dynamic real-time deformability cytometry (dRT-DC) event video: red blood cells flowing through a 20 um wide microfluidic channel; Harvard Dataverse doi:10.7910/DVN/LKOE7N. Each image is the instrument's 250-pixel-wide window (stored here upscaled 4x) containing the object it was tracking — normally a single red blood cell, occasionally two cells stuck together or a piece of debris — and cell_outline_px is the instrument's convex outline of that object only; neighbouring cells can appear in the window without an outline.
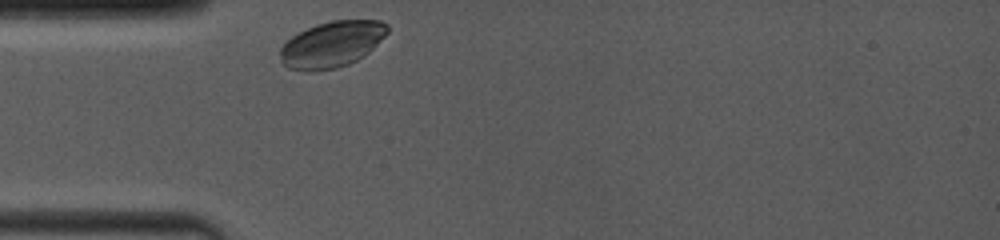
{"species": "common noctule bat (a hibernating species)", "species_latin": "Nyctalus noctula", "temperature_condition": "room temperature", "stored_images_in_passage": 1, "camera_frame_rate_fps": 4000, "um_per_image_px": 0.085, "animal": {"sex": "female", "body_mass_g": 19.0, "forearm_length_mm": 53.3}, "frame": {"image": 1, "passage_image": 1, "time_ms": 0.0, "image_size_px": [1000, 240], "cell_outline_px": [[388, 32], [364, 56], [348, 64], [336, 68], [312, 72], [304, 72], [288, 68], [280, 60], [280, 48], [292, 36], [316, 24], [332, 20], [380, 20], [388, 24]], "centroid_in_image_um": [28.19, 3.78], "position_along_channel_um": 56.8, "area_um2": 28.78}}